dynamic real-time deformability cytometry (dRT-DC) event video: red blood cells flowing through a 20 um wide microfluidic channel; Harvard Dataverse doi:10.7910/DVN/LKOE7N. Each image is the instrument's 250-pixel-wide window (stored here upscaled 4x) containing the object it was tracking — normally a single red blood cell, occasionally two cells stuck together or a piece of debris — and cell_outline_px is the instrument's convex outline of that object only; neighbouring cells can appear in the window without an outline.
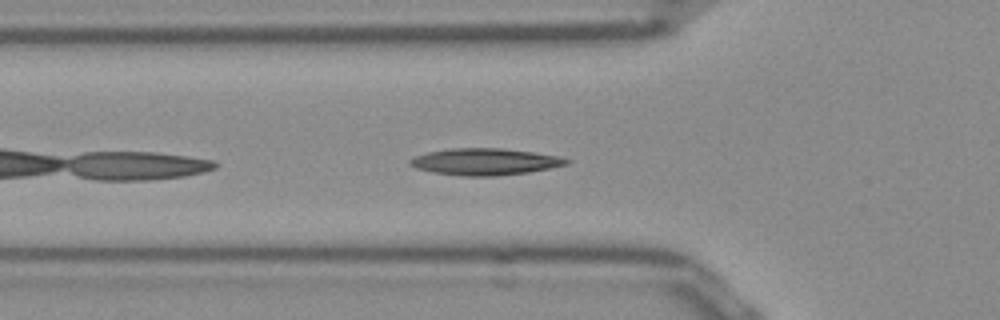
{"species": "Egyptian fruit bat (a non-hibernating species)", "species_latin": "Rousettus aegyptiacus", "temperature_condition": "room temperature", "stored_images_in_passage": 22, "camera_frame_rate_fps": 3000, "um_per_image_px": 0.085, "frame": {"image": 1, "passage_image": 4, "time_ms": 1.0, "image_size_px": [1000, 320], "cell_outline_px": [[572, 160], [568, 164], [528, 172], [492, 176], [464, 176], [432, 172], [416, 168], [408, 164], [408, 160], [416, 156], [428, 152], [452, 148], [500, 148], [532, 152], [556, 156]], "centroid_in_image_um": [41.18, 13.74], "position_along_channel_um": 84.6, "area_um2": 24.1}}
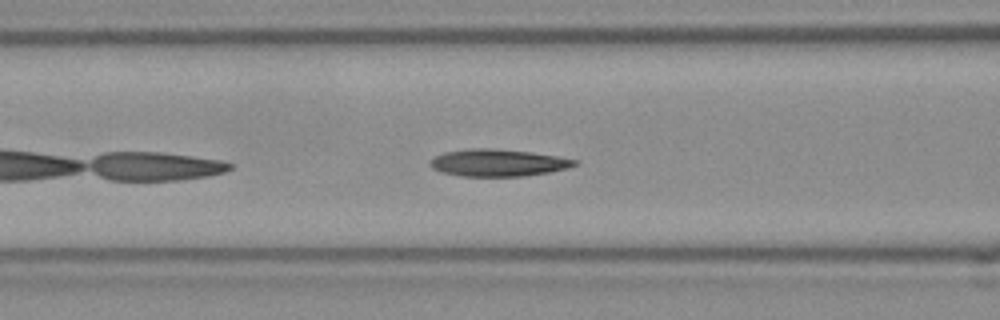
{"frame": {"image": 2, "passage_image": 7, "time_ms": 2.0, "image_size_px": [1000, 320], "cell_outline_px": [[580, 164], [568, 168], [548, 172], [524, 176], [460, 176], [444, 172], [432, 168], [428, 164], [436, 156], [444, 152], [472, 148], [492, 148], [532, 152], [580, 160]], "centroid_in_image_um": [42.38, 13.83], "position_along_channel_um": 124.2, "area_um2": 22.83}}
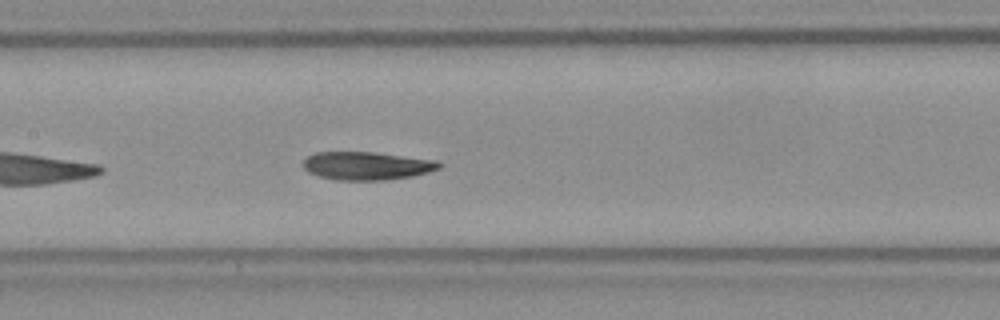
{"frame": {"image": 3, "passage_image": 11, "time_ms": 3.333, "image_size_px": [1000, 320], "cell_outline_px": [[440, 168], [428, 172], [412, 176], [384, 180], [336, 180], [320, 176], [308, 172], [304, 168], [304, 160], [308, 156], [316, 152], [372, 152], [436, 160], [440, 164]], "centroid_in_image_um": [31.16, 14.09], "position_along_channel_um": 176.2, "area_um2": 22.08}}